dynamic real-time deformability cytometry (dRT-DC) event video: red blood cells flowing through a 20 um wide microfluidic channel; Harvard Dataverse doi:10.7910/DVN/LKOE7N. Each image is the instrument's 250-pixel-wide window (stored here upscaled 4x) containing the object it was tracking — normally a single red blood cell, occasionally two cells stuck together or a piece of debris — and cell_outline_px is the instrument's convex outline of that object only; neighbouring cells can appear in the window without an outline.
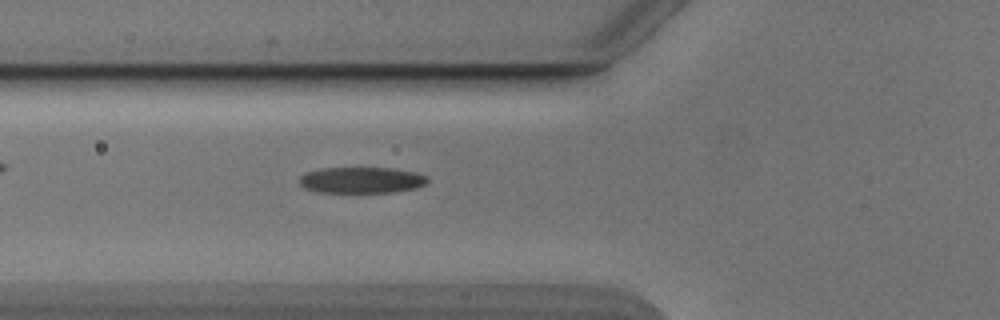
{"species": "Egyptian fruit bat (a non-hibernating species)", "species_latin": "Rousettus aegyptiacus", "temperature_condition": "cold", "stored_images_in_passage": 52, "camera_frame_rate_fps": 3000, "um_per_image_px": 0.085, "animal": {"sex": "male"}, "frame": {"image": 1, "passage_image": 20, "time_ms": 6.333, "image_size_px": [1000, 320], "cell_outline_px": [[428, 180], [424, 184], [416, 188], [396, 192], [316, 192], [304, 188], [300, 184], [300, 176], [308, 172], [320, 168], [392, 168], [416, 172], [428, 176]], "centroid_in_image_um": [30.74, 15.31], "position_along_channel_um": 95.1, "area_um2": 19.54}}
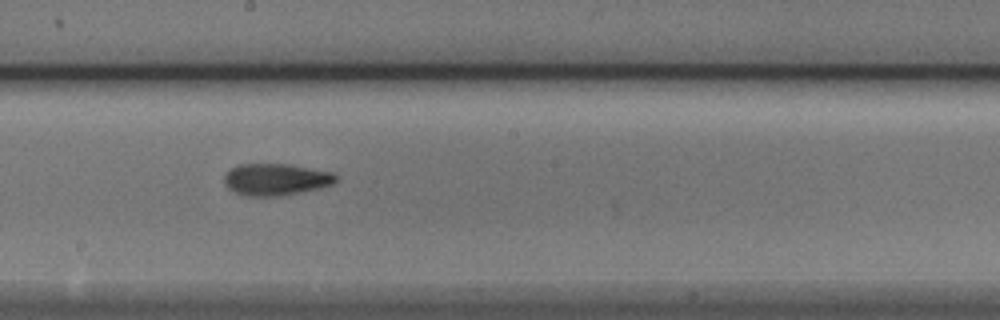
{"frame": {"image": 2, "passage_image": 30, "time_ms": 9.667, "image_size_px": [1000, 320], "cell_outline_px": [[336, 180], [332, 184], [320, 188], [280, 196], [248, 196], [236, 192], [228, 188], [224, 180], [224, 176], [232, 168], [240, 164], [288, 164], [332, 172], [336, 176]], "centroid_in_image_um": [23.45, 15.25], "position_along_channel_um": 224.7, "area_um2": 20.46}}
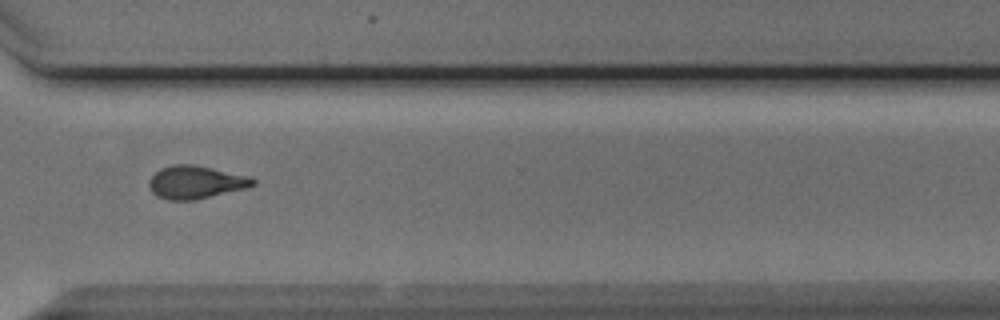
{"frame": {"image": 3, "passage_image": 40, "time_ms": 13.0, "image_size_px": [1000, 320], "cell_outline_px": [[256, 184], [248, 188], [196, 200], [168, 200], [152, 192], [148, 184], [152, 176], [160, 168], [172, 164], [192, 164], [212, 168], [248, 176], [256, 180]], "centroid_in_image_um": [16.66, 15.49], "position_along_channel_um": 353.9, "area_um2": 19.94}}